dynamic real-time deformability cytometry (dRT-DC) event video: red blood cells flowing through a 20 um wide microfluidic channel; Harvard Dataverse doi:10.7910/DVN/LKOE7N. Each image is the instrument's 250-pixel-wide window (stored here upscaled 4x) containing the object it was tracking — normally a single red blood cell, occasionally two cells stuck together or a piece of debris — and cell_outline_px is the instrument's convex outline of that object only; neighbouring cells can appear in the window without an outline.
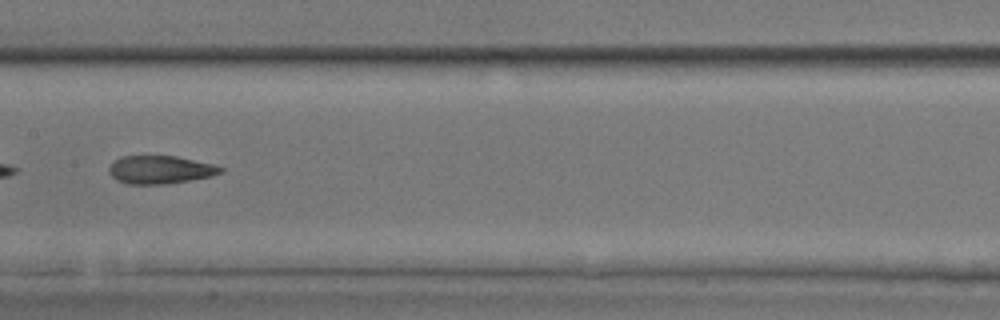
{"species": "common noctule bat (a hibernating species)", "species_latin": "Nyctalus noctula", "temperature_condition": "room temperature", "stored_images_in_passage": 36, "camera_frame_rate_fps": 3000, "um_per_image_px": 0.085, "animal": {"sex": "male", "body_mass_g": 17.9, "forearm_length_mm": 54.2}, "frame": {"image": 1, "passage_image": 11, "time_ms": 3.333, "image_size_px": [1000, 320], "cell_outline_px": [[224, 172], [212, 176], [168, 184], [124, 184], [116, 180], [108, 172], [108, 168], [120, 156], [176, 156], [216, 164], [224, 168]], "centroid_in_image_um": [13.65, 14.43], "position_along_channel_um": 193.8, "area_um2": 18.5}}
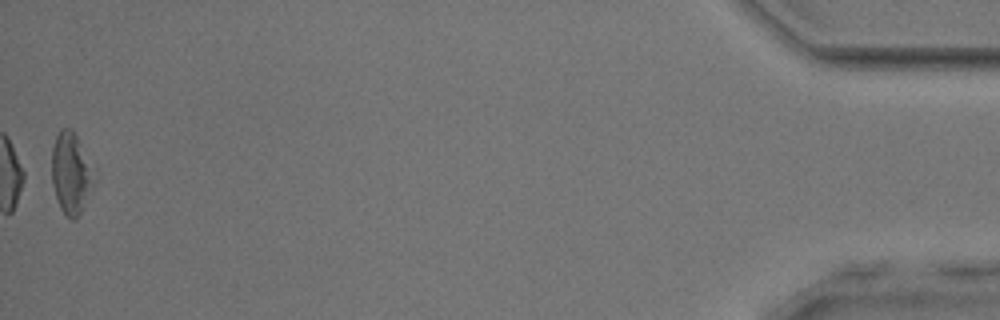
{"frame": {"image": 2, "passage_image": 36, "time_ms": 11.667, "image_size_px": [1000, 320], "cell_outline_px": [[88, 184], [80, 212], [76, 220], [72, 220], [64, 216], [60, 208], [52, 184], [52, 148], [56, 136], [60, 128], [72, 128], [76, 136], [88, 176]], "centroid_in_image_um": [5.84, 14.74], "position_along_channel_um": 429.4, "area_um2": 17.74}, "authors_computed_cell_mechanics": {"area_um2": 18.3226, "velocity_mm_per_s": 3.9329, "shape_relaxation_time_tau1_ms": 8.3954, "shape_relaxation_time_tau2_ms": 4.0976, "deformation_change_tau1": 0.2334, "deformation_change_tau2": 0.1508}}